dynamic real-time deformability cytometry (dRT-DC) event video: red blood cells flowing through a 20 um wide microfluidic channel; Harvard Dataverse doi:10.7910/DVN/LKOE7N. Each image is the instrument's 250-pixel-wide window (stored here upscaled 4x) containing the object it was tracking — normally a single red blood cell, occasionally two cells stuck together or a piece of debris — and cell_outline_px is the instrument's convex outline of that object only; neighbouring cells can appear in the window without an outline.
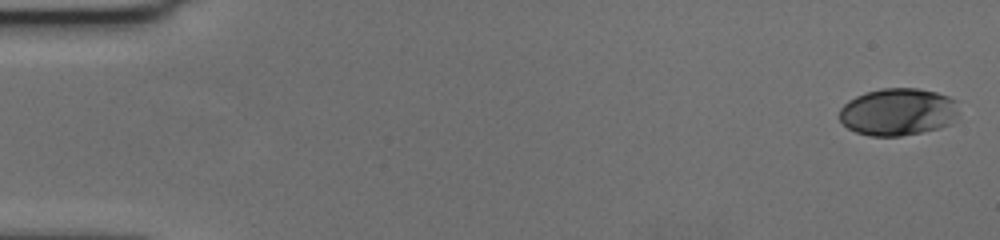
{"species": "human", "species_latin": "Homo sapiens", "temperature_condition": "cold", "stored_images_in_passage": 57, "camera_frame_rate_fps": 3000, "um_per_image_px": 0.085, "donor": {"sex": "female"}, "frame": {"image": 1, "passage_image": 1, "time_ms": 0.0, "image_size_px": [1000, 240], "cell_outline_px": [[956, 116], [952, 124], [940, 128], [900, 136], [872, 136], [856, 132], [848, 128], [840, 120], [840, 108], [848, 100], [864, 92], [880, 88], [920, 88], [936, 92], [948, 96], [956, 100]], "centroid_in_image_um": [76.32, 9.5], "position_along_channel_um": 8.7, "area_um2": 33.06}}
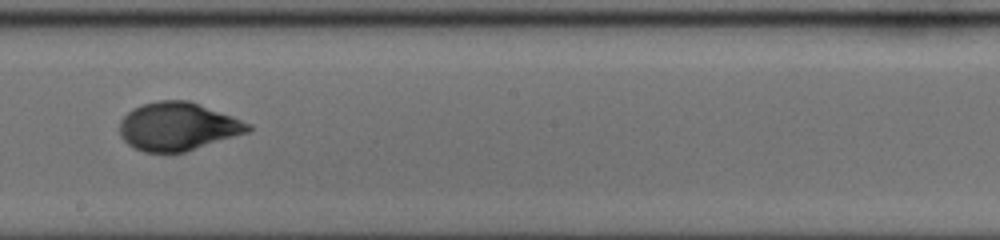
{"frame": {"image": 2, "passage_image": 33, "time_ms": 10.667, "image_size_px": [1000, 240], "cell_outline_px": [[252, 128], [248, 132], [184, 152], [144, 152], [128, 144], [120, 136], [120, 120], [132, 108], [156, 100], [188, 100], [200, 104], [232, 116], [252, 124]], "centroid_in_image_um": [15.11, 10.74], "position_along_channel_um": 233.1, "area_um2": 35.89}}
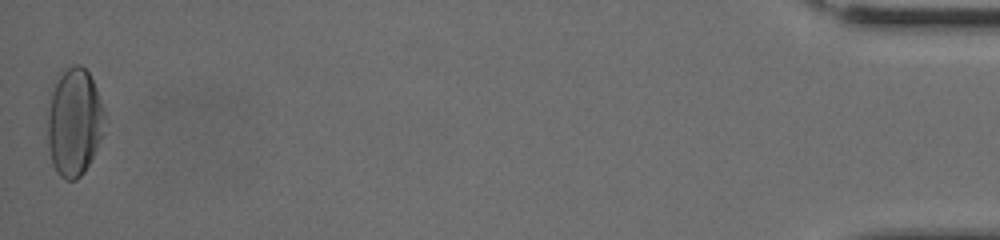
{"frame": {"image": 3, "passage_image": 57, "time_ms": 18.667, "image_size_px": [1000, 240], "cell_outline_px": [[104, 136], [84, 172], [76, 180], [64, 180], [60, 176], [52, 164], [48, 148], [48, 112], [52, 92], [60, 68], [72, 64], [80, 64], [88, 72], [96, 88], [104, 108]], "centroid_in_image_um": [6.32, 10.36], "position_along_channel_um": 428.9, "area_um2": 36.3}, "authors_computed_cell_mechanics": {"area_um2": 34.969, "velocity_mm_per_s": 3.6194, "shape_relaxation_time_tau1_ms": 4.3213, "shape_relaxation_time_tau2_ms": 0.9273, "deformation_change_tau1": 0.1743, "deformation_change_tau2": 0.0495}}